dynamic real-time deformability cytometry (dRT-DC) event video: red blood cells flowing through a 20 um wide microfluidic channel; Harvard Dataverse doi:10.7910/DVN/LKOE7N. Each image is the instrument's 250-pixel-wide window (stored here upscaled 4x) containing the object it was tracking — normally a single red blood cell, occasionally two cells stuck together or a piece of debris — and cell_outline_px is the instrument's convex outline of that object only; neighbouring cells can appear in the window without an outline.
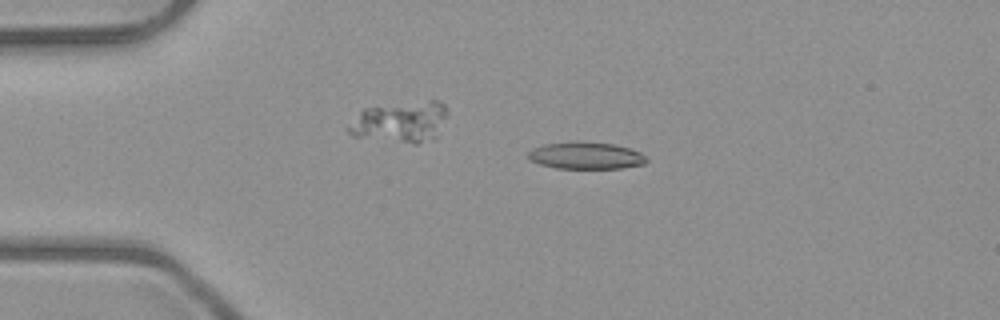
{"species": "common noctule bat (a hibernating species)", "species_latin": "Nyctalus noctula", "temperature_condition": "room temperature", "stored_images_in_passage": 4, "camera_frame_rate_fps": 3000, "um_per_image_px": 0.085, "animal": {"sex": "male", "body_mass_g": 23.1, "forearm_length_mm": 52.7}, "frame": {"image": 1, "passage_image": 2, "time_ms": 1.333, "image_size_px": [1000, 320], "cell_outline_px": [[648, 160], [644, 164], [620, 168], [556, 168], [540, 164], [532, 160], [528, 156], [528, 152], [532, 148], [544, 144], [612, 144], [628, 148], [640, 152]], "centroid_in_image_um": [49.82, 13.27], "position_along_channel_um": 35.2, "area_um2": 17.63}}
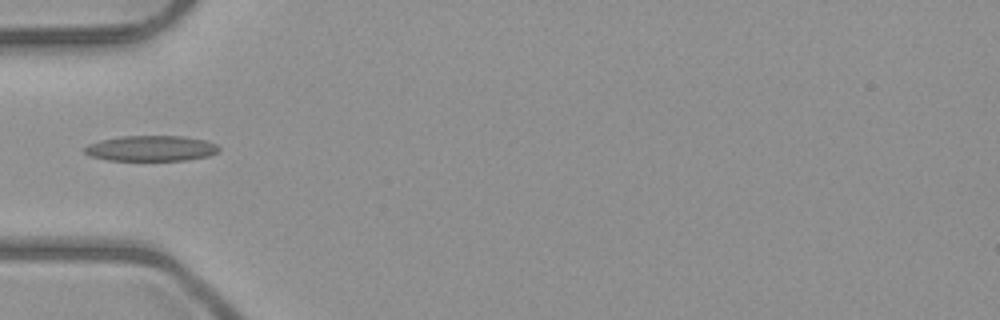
{"frame": {"image": 2, "passage_image": 4, "time_ms": 3.333, "image_size_px": [1000, 320], "cell_outline_px": [[220, 148], [216, 152], [208, 156], [188, 160], [108, 160], [92, 156], [84, 152], [84, 148], [88, 144], [100, 140], [120, 136], [184, 136], [208, 140], [216, 144]], "centroid_in_image_um": [12.86, 12.6], "position_along_channel_um": 72.1, "area_um2": 20.0}}